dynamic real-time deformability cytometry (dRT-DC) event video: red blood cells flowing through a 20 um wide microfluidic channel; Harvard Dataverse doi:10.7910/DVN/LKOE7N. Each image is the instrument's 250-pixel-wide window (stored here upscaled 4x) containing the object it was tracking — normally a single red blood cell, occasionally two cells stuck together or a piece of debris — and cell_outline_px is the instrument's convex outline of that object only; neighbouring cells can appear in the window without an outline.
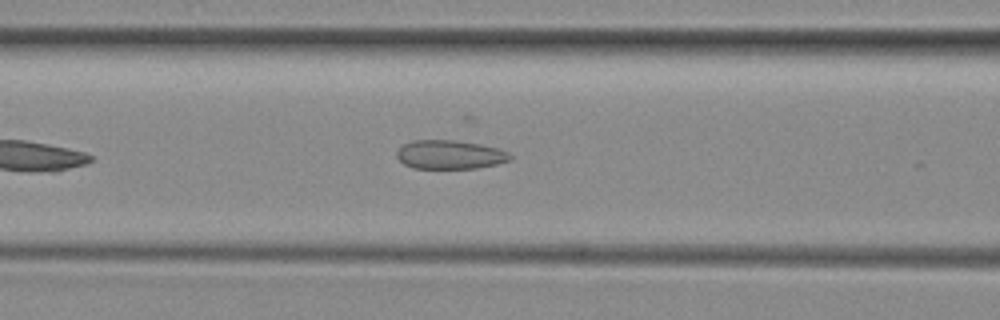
{"species": "common noctule bat (a hibernating species)", "species_latin": "Nyctalus noctula", "temperature_condition": "room temperature", "stored_images_in_passage": 16, "camera_frame_rate_fps": 3000, "um_per_image_px": 0.085, "animal": {"sex": "female", "body_mass_g": 29.2, "forearm_length_mm": 56.3}, "frame": {"image": 1, "passage_image": 9, "time_ms": 2.667, "image_size_px": [1000, 320], "cell_outline_px": [[512, 160], [496, 164], [476, 168], [412, 168], [404, 164], [396, 156], [396, 152], [404, 144], [412, 140], [456, 140], [480, 144], [496, 148], [508, 152], [512, 156]], "centroid_in_image_um": [38.24, 13.14], "position_along_channel_um": 128.4, "area_um2": 19.02}}
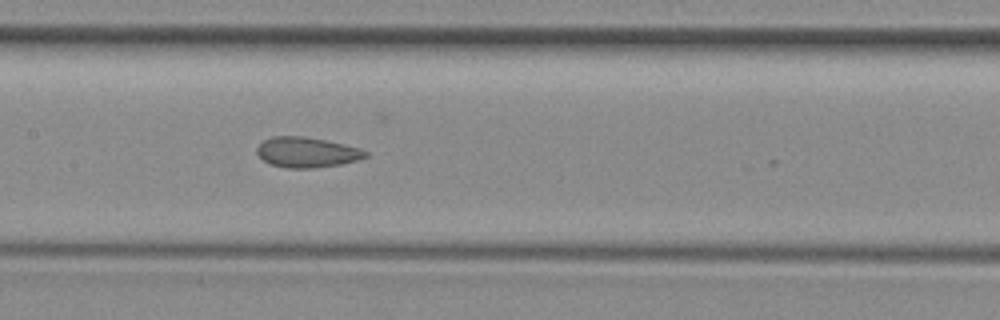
{"frame": {"image": 2, "passage_image": 13, "time_ms": 4.0, "image_size_px": [1000, 320], "cell_outline_px": [[368, 156], [360, 160], [340, 164], [312, 168], [284, 168], [272, 164], [264, 160], [256, 152], [256, 148], [264, 140], [272, 136], [300, 136], [324, 140], [344, 144], [360, 148], [368, 152]], "centroid_in_image_um": [26.1, 12.95], "position_along_channel_um": 181.3, "area_um2": 19.07}}